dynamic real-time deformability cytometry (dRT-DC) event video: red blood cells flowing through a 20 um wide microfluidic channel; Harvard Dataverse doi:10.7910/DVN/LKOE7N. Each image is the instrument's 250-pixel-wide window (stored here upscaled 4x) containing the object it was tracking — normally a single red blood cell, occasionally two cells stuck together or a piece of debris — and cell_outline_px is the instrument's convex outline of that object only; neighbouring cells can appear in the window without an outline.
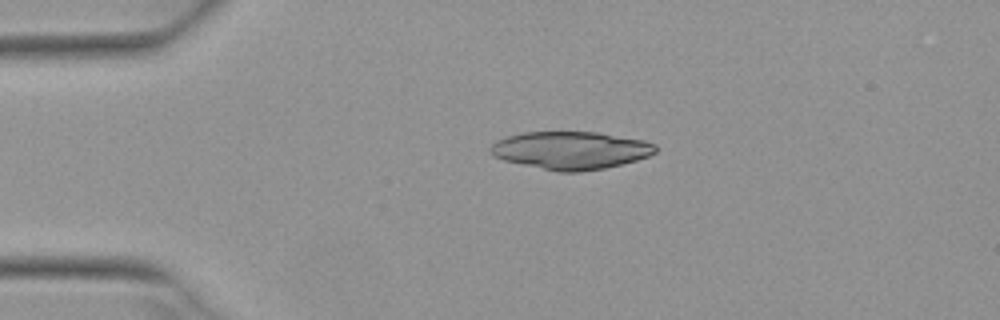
{"species": "Egyptian fruit bat (a non-hibernating species)", "species_latin": "Rousettus aegyptiacus", "temperature_condition": "warm", "stored_images_in_passage": 3, "camera_frame_rate_fps": 3000, "um_per_image_px": 0.085, "animal": {"sex": "female"}, "frame": {"image": 1, "passage_image": 3, "time_ms": 0.667, "image_size_px": [1000, 320], "cell_outline_px": [[656, 152], [648, 156], [636, 160], [604, 168], [580, 172], [556, 172], [504, 160], [492, 156], [488, 152], [488, 148], [496, 140], [520, 132], [596, 132], [644, 140], [656, 144]], "centroid_in_image_um": [48.47, 12.78], "position_along_channel_um": 36.5, "area_um2": 36.47}}